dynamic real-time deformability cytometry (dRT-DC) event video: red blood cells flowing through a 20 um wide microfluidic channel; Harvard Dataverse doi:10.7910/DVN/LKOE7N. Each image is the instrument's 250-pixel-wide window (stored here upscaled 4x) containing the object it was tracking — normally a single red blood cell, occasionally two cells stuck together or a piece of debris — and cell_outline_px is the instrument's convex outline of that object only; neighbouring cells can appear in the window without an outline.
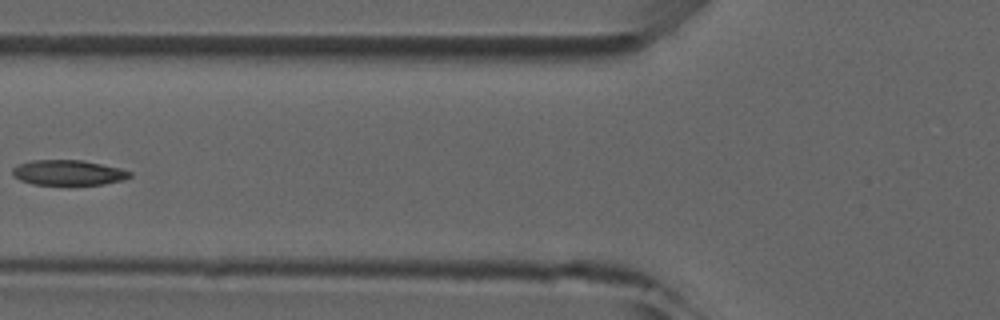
{"species": "common noctule bat (a hibernating species)", "species_latin": "Nyctalus noctula", "temperature_condition": "room temperature", "stored_images_in_passage": 3, "camera_frame_rate_fps": 3000, "um_per_image_px": 0.085, "animal": {"sex": "male", "forearm_length_mm": 52.5}, "frame": {"image": 1, "passage_image": 3, "time_ms": 2.333, "image_size_px": [1000, 320], "cell_outline_px": [[132, 176], [124, 180], [104, 184], [32, 184], [20, 180], [12, 176], [12, 168], [20, 164], [32, 160], [84, 160], [120, 168], [132, 172]], "centroid_in_image_um": [5.82, 14.67], "position_along_channel_um": 120.0, "area_um2": 17.22}}